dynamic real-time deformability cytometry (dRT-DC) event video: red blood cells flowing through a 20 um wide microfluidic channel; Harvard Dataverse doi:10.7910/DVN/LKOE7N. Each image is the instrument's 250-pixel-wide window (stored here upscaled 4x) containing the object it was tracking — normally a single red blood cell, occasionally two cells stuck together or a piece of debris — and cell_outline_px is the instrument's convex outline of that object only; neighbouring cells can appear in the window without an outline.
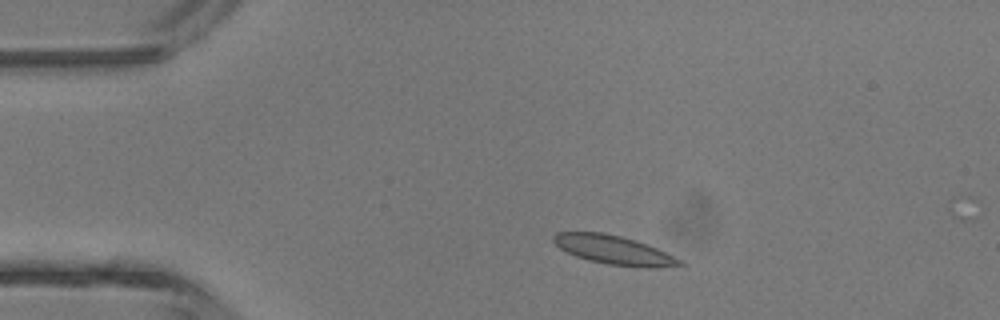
{"species": "common noctule bat (a hibernating species)", "species_latin": "Nyctalus noctula", "temperature_condition": "room temperature", "stored_images_in_passage": 3, "camera_frame_rate_fps": 3000, "um_per_image_px": 0.085, "animal": {"sex": "male", "body_mass_g": 13.3}, "frame": {"image": 1, "passage_image": 2, "time_ms": 1.333, "image_size_px": [1000, 320], "cell_outline_px": [[684, 264], [660, 268], [648, 268], [608, 264], [588, 260], [576, 256], [560, 248], [552, 240], [552, 236], [556, 232], [600, 232], [620, 236], [656, 248], [684, 260]], "centroid_in_image_um": [52.18, 21.26], "position_along_channel_um": 32.8, "area_um2": 21.04}}